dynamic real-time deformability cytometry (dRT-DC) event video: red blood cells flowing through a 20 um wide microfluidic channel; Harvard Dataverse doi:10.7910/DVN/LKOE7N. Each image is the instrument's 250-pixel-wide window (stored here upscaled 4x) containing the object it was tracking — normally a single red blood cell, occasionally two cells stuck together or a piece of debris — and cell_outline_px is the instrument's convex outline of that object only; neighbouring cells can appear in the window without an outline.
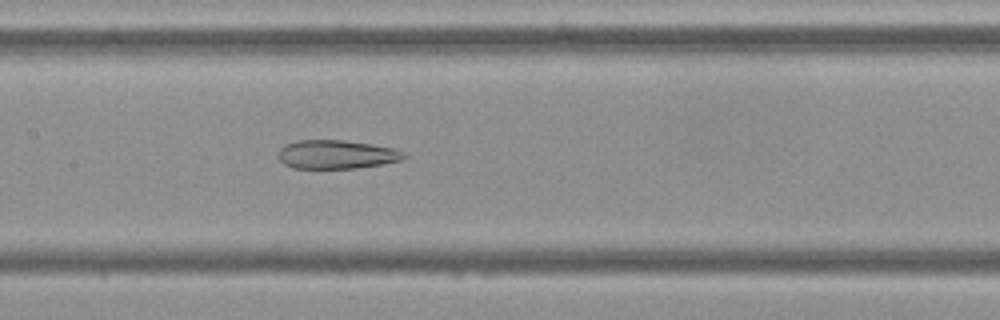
{"species": "Egyptian fruit bat (a non-hibernating species)", "species_latin": "Rousettus aegyptiacus", "temperature_condition": "cold", "stored_images_in_passage": 54, "camera_frame_rate_fps": 3000, "um_per_image_px": 0.085, "frame": {"image": 1, "passage_image": 26, "time_ms": 8.333, "image_size_px": [1000, 320], "cell_outline_px": [[408, 156], [404, 160], [384, 164], [356, 168], [292, 168], [284, 164], [280, 160], [280, 148], [296, 140], [340, 140], [396, 148], [404, 152]], "centroid_in_image_um": [28.67, 13.13], "position_along_channel_um": 178.7, "area_um2": 20.98}}
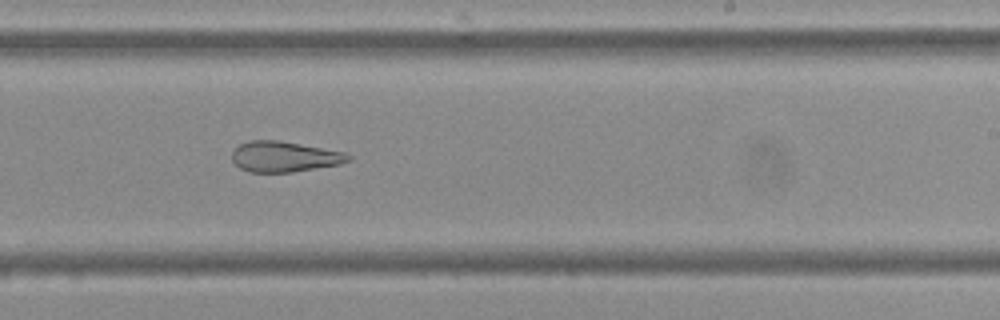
{"frame": {"image": 2, "passage_image": 33, "time_ms": 10.667, "image_size_px": [1000, 320], "cell_outline_px": [[352, 160], [340, 164], [292, 172], [248, 172], [240, 168], [232, 160], [232, 152], [240, 144], [248, 140], [276, 140], [300, 144], [344, 152], [352, 156]], "centroid_in_image_um": [24.17, 13.32], "position_along_channel_um": 264.8, "area_um2": 20.63}}
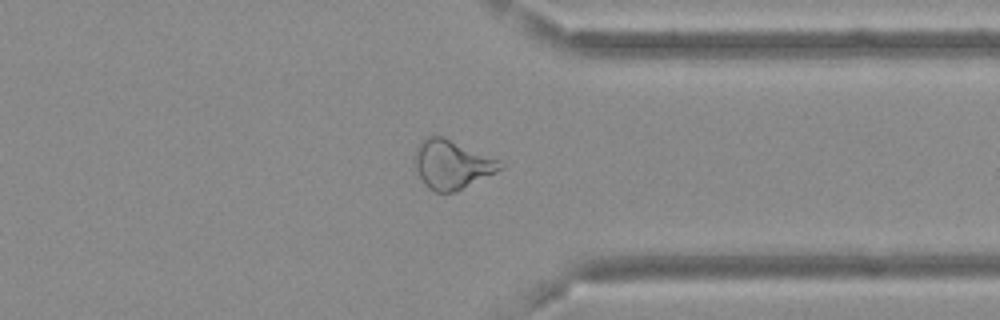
{"frame": {"image": 3, "passage_image": 42, "time_ms": 13.667, "image_size_px": [1000, 320], "cell_outline_px": [[504, 168], [456, 192], [436, 192], [428, 188], [424, 184], [412, 160], [416, 148], [428, 136], [444, 136], [500, 160], [504, 164]], "centroid_in_image_um": [38.41, 13.98], "position_along_channel_um": 373.0, "area_um2": 24.39}, "authors_computed_cell_mechanics": {"area_um2": 26.299, "velocity_mm_per_s": 3.6997, "shape_relaxation_time_tau1_ms": null, "shape_relaxation_time_tau2_ms": 3.3795, "deformation_change_tau1": null, "deformation_change_tau2": 0.1399}}